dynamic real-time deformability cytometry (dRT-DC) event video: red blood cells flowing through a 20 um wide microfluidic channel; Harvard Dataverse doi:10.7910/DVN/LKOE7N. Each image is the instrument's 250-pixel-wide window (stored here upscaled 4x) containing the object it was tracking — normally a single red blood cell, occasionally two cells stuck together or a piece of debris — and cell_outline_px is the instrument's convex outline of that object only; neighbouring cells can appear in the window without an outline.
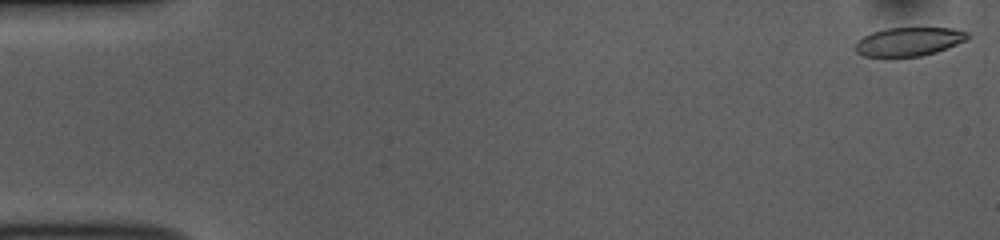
{"species": "common noctule bat (a hibernating species)", "species_latin": "Nyctalus noctula", "temperature_condition": "room temperature", "stored_images_in_passage": 52, "camera_frame_rate_fps": 3000, "um_per_image_px": 0.085, "animal": {"sex": "female", "body_mass_g": 10.0, "forearm_length_mm": 53.1}, "frame": {"image": 1, "passage_image": 1, "time_ms": 0.0, "image_size_px": [1000, 240], "cell_outline_px": [[968, 36], [964, 40], [956, 44], [936, 52], [920, 56], [864, 56], [856, 52], [856, 40], [872, 32], [884, 28], [952, 28], [968, 32]], "centroid_in_image_um": [77.22, 3.53], "position_along_channel_um": 7.8, "area_um2": 18.5}}
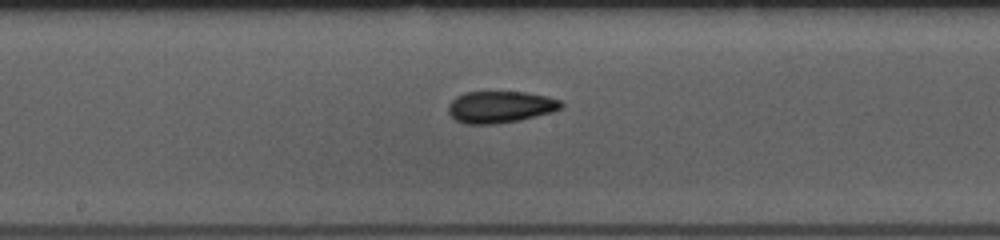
{"frame": {"image": 2, "passage_image": 27, "time_ms": 8.667, "image_size_px": [1000, 240], "cell_outline_px": [[564, 108], [552, 112], [520, 120], [496, 124], [464, 124], [456, 120], [448, 112], [448, 104], [456, 96], [464, 92], [524, 92], [548, 96], [560, 100], [564, 104]], "centroid_in_image_um": [42.54, 9.09], "position_along_channel_um": 205.7, "area_um2": 21.1}}
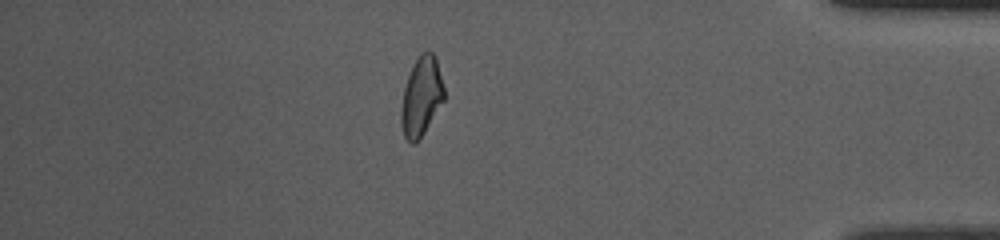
{"frame": {"image": 3, "passage_image": 45, "time_ms": 14.667, "image_size_px": [1000, 240], "cell_outline_px": [[444, 100], [424, 132], [412, 144], [404, 136], [400, 124], [400, 108], [404, 88], [412, 64], [420, 52], [428, 48], [436, 56], [444, 88]], "centroid_in_image_um": [35.8, 8.13], "position_along_channel_um": 399.4, "area_um2": 19.94}, "authors_computed_cell_mechanics": {"area_um2": 20.3167, "velocity_mm_per_s": 3.8434, "shape_relaxation_time_tau1_ms": 11.0506, "shape_relaxation_time_tau2_ms": 2.7105, "deformation_change_tau1": 0.23, "deformation_change_tau2": 0.0902}}